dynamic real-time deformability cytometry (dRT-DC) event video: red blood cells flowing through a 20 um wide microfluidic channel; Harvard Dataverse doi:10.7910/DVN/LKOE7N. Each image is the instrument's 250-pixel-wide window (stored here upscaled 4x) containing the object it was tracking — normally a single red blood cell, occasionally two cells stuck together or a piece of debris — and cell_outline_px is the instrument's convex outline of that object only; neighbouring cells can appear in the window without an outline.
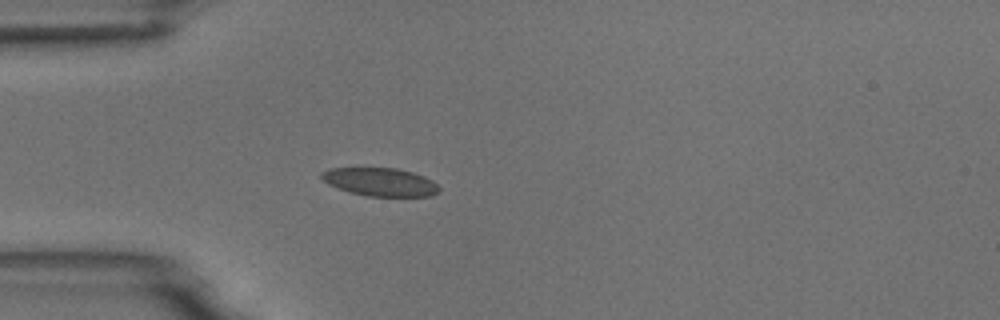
{"species": "common noctule bat (a hibernating species)", "species_latin": "Nyctalus noctula", "temperature_condition": "room temperature", "stored_images_in_passage": 3, "camera_frame_rate_fps": 3000, "um_per_image_px": 0.085, "animal": {"sex": "male", "body_mass_g": 18.8}, "frame": {"image": 1, "passage_image": 3, "time_ms": 2.333, "image_size_px": [1000, 320], "cell_outline_px": [[440, 192], [432, 196], [368, 196], [352, 192], [328, 184], [320, 176], [320, 172], [328, 168], [396, 168], [412, 172], [424, 176], [432, 180], [440, 188]], "centroid_in_image_um": [32.34, 15.46], "position_along_channel_um": 52.7, "area_um2": 19.25}}